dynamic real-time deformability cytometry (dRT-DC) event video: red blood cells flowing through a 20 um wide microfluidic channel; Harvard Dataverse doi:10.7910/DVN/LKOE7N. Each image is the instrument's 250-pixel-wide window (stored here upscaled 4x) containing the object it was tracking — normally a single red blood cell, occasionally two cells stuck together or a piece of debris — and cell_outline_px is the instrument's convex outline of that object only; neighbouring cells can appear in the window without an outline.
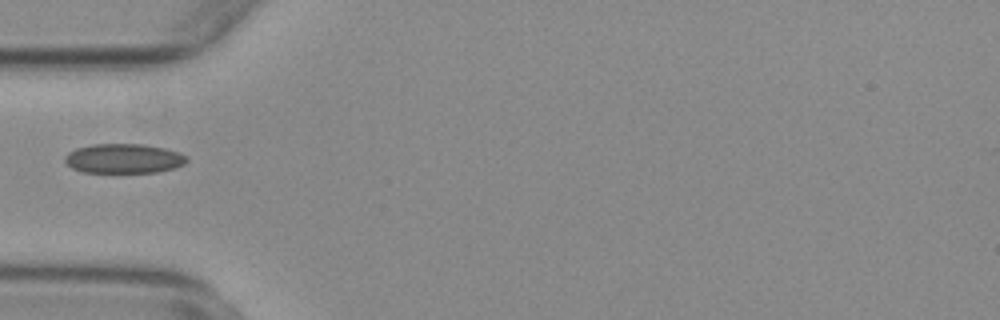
{"species": "common noctule bat (a hibernating species)", "species_latin": "Nyctalus noctula", "temperature_condition": "warm", "stored_images_in_passage": 16, "camera_frame_rate_fps": 3000, "um_per_image_px": 0.085, "animal": {"sex": "female", "body_mass_g": 29.2, "forearm_length_mm": 56.3}, "frame": {"image": 1, "passage_image": 1, "time_ms": 0.0, "image_size_px": [1000, 320], "cell_outline_px": [[188, 160], [184, 164], [172, 168], [156, 172], [80, 172], [72, 168], [64, 160], [64, 156], [68, 152], [76, 148], [92, 144], [140, 144], [164, 148], [176, 152], [184, 156]], "centroid_in_image_um": [10.45, 13.47], "position_along_channel_um": 74.6, "area_um2": 20.75}}
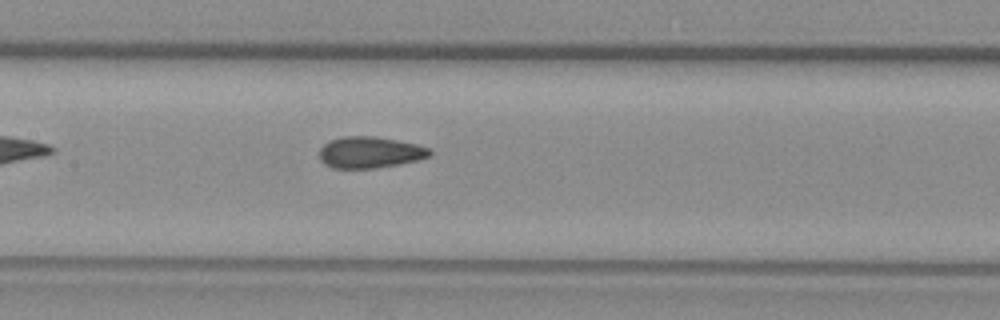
{"frame": {"image": 2, "passage_image": 9, "time_ms": 2.667, "image_size_px": [1000, 320], "cell_outline_px": [[432, 152], [428, 156], [416, 160], [400, 164], [372, 168], [332, 168], [324, 164], [320, 160], [320, 148], [328, 140], [344, 136], [376, 136], [416, 144], [432, 148]], "centroid_in_image_um": [31.42, 12.94], "position_along_channel_um": 176.0, "area_um2": 20.23}}
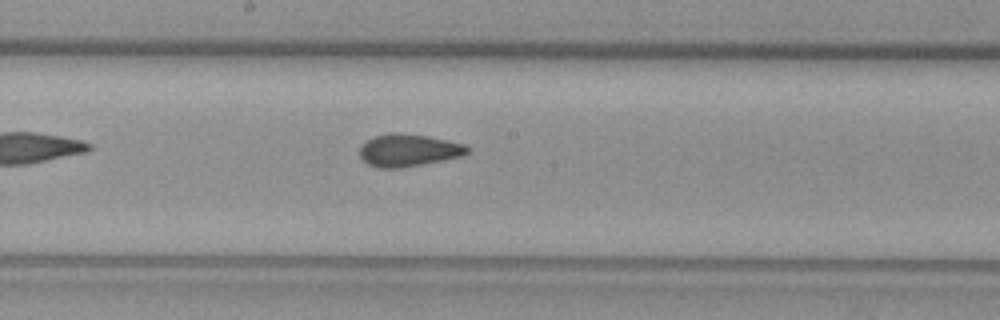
{"frame": {"image": 3, "passage_image": 12, "time_ms": 3.667, "image_size_px": [1000, 320], "cell_outline_px": [[468, 152], [460, 156], [400, 168], [376, 168], [368, 164], [360, 156], [360, 144], [376, 136], [392, 132], [400, 132], [428, 136], [464, 144], [468, 148]], "centroid_in_image_um": [34.66, 12.76], "position_along_channel_um": 213.5, "area_um2": 20.06}}